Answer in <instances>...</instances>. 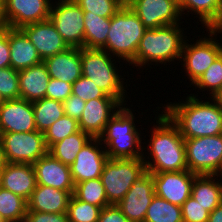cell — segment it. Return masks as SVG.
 I'll list each match as a JSON object with an SVG mask.
<instances>
[{"instance_id":"obj_13","label":"cell","mask_w":222,"mask_h":222,"mask_svg":"<svg viewBox=\"0 0 222 222\" xmlns=\"http://www.w3.org/2000/svg\"><path fill=\"white\" fill-rule=\"evenodd\" d=\"M108 158L100 139L91 138L70 166L74 184L100 178Z\"/></svg>"},{"instance_id":"obj_34","label":"cell","mask_w":222,"mask_h":222,"mask_svg":"<svg viewBox=\"0 0 222 222\" xmlns=\"http://www.w3.org/2000/svg\"><path fill=\"white\" fill-rule=\"evenodd\" d=\"M73 195L80 201L93 204L101 209L110 205L100 178L76 183Z\"/></svg>"},{"instance_id":"obj_14","label":"cell","mask_w":222,"mask_h":222,"mask_svg":"<svg viewBox=\"0 0 222 222\" xmlns=\"http://www.w3.org/2000/svg\"><path fill=\"white\" fill-rule=\"evenodd\" d=\"M150 174L154 180L155 195L179 206L191 196L192 185L197 175L189 170Z\"/></svg>"},{"instance_id":"obj_28","label":"cell","mask_w":222,"mask_h":222,"mask_svg":"<svg viewBox=\"0 0 222 222\" xmlns=\"http://www.w3.org/2000/svg\"><path fill=\"white\" fill-rule=\"evenodd\" d=\"M84 48L102 49L106 45L110 18L84 11Z\"/></svg>"},{"instance_id":"obj_36","label":"cell","mask_w":222,"mask_h":222,"mask_svg":"<svg viewBox=\"0 0 222 222\" xmlns=\"http://www.w3.org/2000/svg\"><path fill=\"white\" fill-rule=\"evenodd\" d=\"M79 130L78 121L64 114L44 132L47 148Z\"/></svg>"},{"instance_id":"obj_37","label":"cell","mask_w":222,"mask_h":222,"mask_svg":"<svg viewBox=\"0 0 222 222\" xmlns=\"http://www.w3.org/2000/svg\"><path fill=\"white\" fill-rule=\"evenodd\" d=\"M83 11L111 18L124 4L120 0H73Z\"/></svg>"},{"instance_id":"obj_53","label":"cell","mask_w":222,"mask_h":222,"mask_svg":"<svg viewBox=\"0 0 222 222\" xmlns=\"http://www.w3.org/2000/svg\"><path fill=\"white\" fill-rule=\"evenodd\" d=\"M123 4H128L131 0H120Z\"/></svg>"},{"instance_id":"obj_11","label":"cell","mask_w":222,"mask_h":222,"mask_svg":"<svg viewBox=\"0 0 222 222\" xmlns=\"http://www.w3.org/2000/svg\"><path fill=\"white\" fill-rule=\"evenodd\" d=\"M1 142L6 161L33 164L48 153L44 133L37 130L25 133H3Z\"/></svg>"},{"instance_id":"obj_31","label":"cell","mask_w":222,"mask_h":222,"mask_svg":"<svg viewBox=\"0 0 222 222\" xmlns=\"http://www.w3.org/2000/svg\"><path fill=\"white\" fill-rule=\"evenodd\" d=\"M27 201L0 186V219L5 222L25 221Z\"/></svg>"},{"instance_id":"obj_50","label":"cell","mask_w":222,"mask_h":222,"mask_svg":"<svg viewBox=\"0 0 222 222\" xmlns=\"http://www.w3.org/2000/svg\"><path fill=\"white\" fill-rule=\"evenodd\" d=\"M218 176V178L221 180L222 182V166L221 169L219 170V172L216 174Z\"/></svg>"},{"instance_id":"obj_3","label":"cell","mask_w":222,"mask_h":222,"mask_svg":"<svg viewBox=\"0 0 222 222\" xmlns=\"http://www.w3.org/2000/svg\"><path fill=\"white\" fill-rule=\"evenodd\" d=\"M181 23L146 29L141 38L136 57L129 67L141 70L143 67H151L160 64L166 66L175 61H180L182 48L186 38V28ZM182 27V28H181ZM168 63V64H167ZM138 67V69H137Z\"/></svg>"},{"instance_id":"obj_23","label":"cell","mask_w":222,"mask_h":222,"mask_svg":"<svg viewBox=\"0 0 222 222\" xmlns=\"http://www.w3.org/2000/svg\"><path fill=\"white\" fill-rule=\"evenodd\" d=\"M74 191H63L49 186L36 185L29 200L27 211L66 213L69 199Z\"/></svg>"},{"instance_id":"obj_20","label":"cell","mask_w":222,"mask_h":222,"mask_svg":"<svg viewBox=\"0 0 222 222\" xmlns=\"http://www.w3.org/2000/svg\"><path fill=\"white\" fill-rule=\"evenodd\" d=\"M37 185L49 186L63 191H74L70 166L63 164L50 153L32 164Z\"/></svg>"},{"instance_id":"obj_9","label":"cell","mask_w":222,"mask_h":222,"mask_svg":"<svg viewBox=\"0 0 222 222\" xmlns=\"http://www.w3.org/2000/svg\"><path fill=\"white\" fill-rule=\"evenodd\" d=\"M188 170L197 175H216L222 166V134L185 139Z\"/></svg>"},{"instance_id":"obj_24","label":"cell","mask_w":222,"mask_h":222,"mask_svg":"<svg viewBox=\"0 0 222 222\" xmlns=\"http://www.w3.org/2000/svg\"><path fill=\"white\" fill-rule=\"evenodd\" d=\"M50 76L45 63L33 65L19 71L20 98L30 102L46 97Z\"/></svg>"},{"instance_id":"obj_48","label":"cell","mask_w":222,"mask_h":222,"mask_svg":"<svg viewBox=\"0 0 222 222\" xmlns=\"http://www.w3.org/2000/svg\"><path fill=\"white\" fill-rule=\"evenodd\" d=\"M6 164H7V161L5 158V153H4L2 142L0 139V173Z\"/></svg>"},{"instance_id":"obj_51","label":"cell","mask_w":222,"mask_h":222,"mask_svg":"<svg viewBox=\"0 0 222 222\" xmlns=\"http://www.w3.org/2000/svg\"><path fill=\"white\" fill-rule=\"evenodd\" d=\"M216 98L220 101L222 106V92Z\"/></svg>"},{"instance_id":"obj_47","label":"cell","mask_w":222,"mask_h":222,"mask_svg":"<svg viewBox=\"0 0 222 222\" xmlns=\"http://www.w3.org/2000/svg\"><path fill=\"white\" fill-rule=\"evenodd\" d=\"M8 28V22L5 14V0H0V29Z\"/></svg>"},{"instance_id":"obj_16","label":"cell","mask_w":222,"mask_h":222,"mask_svg":"<svg viewBox=\"0 0 222 222\" xmlns=\"http://www.w3.org/2000/svg\"><path fill=\"white\" fill-rule=\"evenodd\" d=\"M154 196L153 177L150 173H146L132 185L117 206L131 222H144L147 208Z\"/></svg>"},{"instance_id":"obj_7","label":"cell","mask_w":222,"mask_h":222,"mask_svg":"<svg viewBox=\"0 0 222 222\" xmlns=\"http://www.w3.org/2000/svg\"><path fill=\"white\" fill-rule=\"evenodd\" d=\"M209 34L205 36L195 35L193 39L187 38L184 41L180 61L181 67L185 72L183 76L188 78L190 86L198 80V78L208 69L213 61L222 53V39L219 40V33L215 29H205ZM219 35V36H217ZM197 38V40L194 38ZM220 41V42H219ZM190 43V44H189Z\"/></svg>"},{"instance_id":"obj_2","label":"cell","mask_w":222,"mask_h":222,"mask_svg":"<svg viewBox=\"0 0 222 222\" xmlns=\"http://www.w3.org/2000/svg\"><path fill=\"white\" fill-rule=\"evenodd\" d=\"M159 107L151 111L158 113L154 118L156 124L154 123L153 128H150L151 137L147 139V142L143 138L145 141L143 145H145L142 159L146 165V171L147 173H162L188 170L185 139L170 118L163 111L159 113Z\"/></svg>"},{"instance_id":"obj_8","label":"cell","mask_w":222,"mask_h":222,"mask_svg":"<svg viewBox=\"0 0 222 222\" xmlns=\"http://www.w3.org/2000/svg\"><path fill=\"white\" fill-rule=\"evenodd\" d=\"M146 173L142 158H108L100 176L108 203L117 205L132 185Z\"/></svg>"},{"instance_id":"obj_32","label":"cell","mask_w":222,"mask_h":222,"mask_svg":"<svg viewBox=\"0 0 222 222\" xmlns=\"http://www.w3.org/2000/svg\"><path fill=\"white\" fill-rule=\"evenodd\" d=\"M192 86L193 91L197 89V92L200 95V92L203 94V91H206L208 92L206 93L207 96L211 98H216L222 92V53L213 61L208 69H206V71Z\"/></svg>"},{"instance_id":"obj_54","label":"cell","mask_w":222,"mask_h":222,"mask_svg":"<svg viewBox=\"0 0 222 222\" xmlns=\"http://www.w3.org/2000/svg\"><path fill=\"white\" fill-rule=\"evenodd\" d=\"M2 128H1V124H0V138H1V135H2Z\"/></svg>"},{"instance_id":"obj_43","label":"cell","mask_w":222,"mask_h":222,"mask_svg":"<svg viewBox=\"0 0 222 222\" xmlns=\"http://www.w3.org/2000/svg\"><path fill=\"white\" fill-rule=\"evenodd\" d=\"M26 222H70L67 213H44L38 211H27Z\"/></svg>"},{"instance_id":"obj_22","label":"cell","mask_w":222,"mask_h":222,"mask_svg":"<svg viewBox=\"0 0 222 222\" xmlns=\"http://www.w3.org/2000/svg\"><path fill=\"white\" fill-rule=\"evenodd\" d=\"M50 78L73 84L82 76L81 49L69 47L43 61Z\"/></svg>"},{"instance_id":"obj_26","label":"cell","mask_w":222,"mask_h":222,"mask_svg":"<svg viewBox=\"0 0 222 222\" xmlns=\"http://www.w3.org/2000/svg\"><path fill=\"white\" fill-rule=\"evenodd\" d=\"M178 5L181 16L189 19L193 14L204 29H214L222 21V0H179Z\"/></svg>"},{"instance_id":"obj_12","label":"cell","mask_w":222,"mask_h":222,"mask_svg":"<svg viewBox=\"0 0 222 222\" xmlns=\"http://www.w3.org/2000/svg\"><path fill=\"white\" fill-rule=\"evenodd\" d=\"M147 28L184 23L176 0H131L127 4Z\"/></svg>"},{"instance_id":"obj_40","label":"cell","mask_w":222,"mask_h":222,"mask_svg":"<svg viewBox=\"0 0 222 222\" xmlns=\"http://www.w3.org/2000/svg\"><path fill=\"white\" fill-rule=\"evenodd\" d=\"M183 222H208L210 212L191 196L181 206Z\"/></svg>"},{"instance_id":"obj_44","label":"cell","mask_w":222,"mask_h":222,"mask_svg":"<svg viewBox=\"0 0 222 222\" xmlns=\"http://www.w3.org/2000/svg\"><path fill=\"white\" fill-rule=\"evenodd\" d=\"M98 222H131L114 204L103 207L99 214Z\"/></svg>"},{"instance_id":"obj_42","label":"cell","mask_w":222,"mask_h":222,"mask_svg":"<svg viewBox=\"0 0 222 222\" xmlns=\"http://www.w3.org/2000/svg\"><path fill=\"white\" fill-rule=\"evenodd\" d=\"M86 101L80 97L71 94L64 102H62L64 113L73 119L79 121L82 116Z\"/></svg>"},{"instance_id":"obj_1","label":"cell","mask_w":222,"mask_h":222,"mask_svg":"<svg viewBox=\"0 0 222 222\" xmlns=\"http://www.w3.org/2000/svg\"><path fill=\"white\" fill-rule=\"evenodd\" d=\"M186 94L187 97H182L178 102H168L159 107L177 126L182 137L192 139L222 134L220 101L217 98L206 97L205 93L201 95L203 98H200L198 93Z\"/></svg>"},{"instance_id":"obj_29","label":"cell","mask_w":222,"mask_h":222,"mask_svg":"<svg viewBox=\"0 0 222 222\" xmlns=\"http://www.w3.org/2000/svg\"><path fill=\"white\" fill-rule=\"evenodd\" d=\"M91 138L92 137L90 135L79 130L78 132L73 133L63 140L53 144L48 149V153L63 164L71 166L76 159L77 154Z\"/></svg>"},{"instance_id":"obj_45","label":"cell","mask_w":222,"mask_h":222,"mask_svg":"<svg viewBox=\"0 0 222 222\" xmlns=\"http://www.w3.org/2000/svg\"><path fill=\"white\" fill-rule=\"evenodd\" d=\"M11 66L9 51V27L0 29V69Z\"/></svg>"},{"instance_id":"obj_52","label":"cell","mask_w":222,"mask_h":222,"mask_svg":"<svg viewBox=\"0 0 222 222\" xmlns=\"http://www.w3.org/2000/svg\"><path fill=\"white\" fill-rule=\"evenodd\" d=\"M4 101H5L4 98H3L2 95L0 94V106L3 104Z\"/></svg>"},{"instance_id":"obj_38","label":"cell","mask_w":222,"mask_h":222,"mask_svg":"<svg viewBox=\"0 0 222 222\" xmlns=\"http://www.w3.org/2000/svg\"><path fill=\"white\" fill-rule=\"evenodd\" d=\"M0 94L4 100L20 98L19 71L11 66L0 69Z\"/></svg>"},{"instance_id":"obj_10","label":"cell","mask_w":222,"mask_h":222,"mask_svg":"<svg viewBox=\"0 0 222 222\" xmlns=\"http://www.w3.org/2000/svg\"><path fill=\"white\" fill-rule=\"evenodd\" d=\"M49 19L68 47H84V11L76 2L52 1Z\"/></svg>"},{"instance_id":"obj_21","label":"cell","mask_w":222,"mask_h":222,"mask_svg":"<svg viewBox=\"0 0 222 222\" xmlns=\"http://www.w3.org/2000/svg\"><path fill=\"white\" fill-rule=\"evenodd\" d=\"M36 185L32 164L7 162L0 173V186L26 201L29 200Z\"/></svg>"},{"instance_id":"obj_5","label":"cell","mask_w":222,"mask_h":222,"mask_svg":"<svg viewBox=\"0 0 222 222\" xmlns=\"http://www.w3.org/2000/svg\"><path fill=\"white\" fill-rule=\"evenodd\" d=\"M121 62L105 50L81 48L82 76L90 78L108 96L116 98L122 105H127L126 97L130 94L127 92L129 78L124 77L122 69L124 70L123 65L128 67Z\"/></svg>"},{"instance_id":"obj_25","label":"cell","mask_w":222,"mask_h":222,"mask_svg":"<svg viewBox=\"0 0 222 222\" xmlns=\"http://www.w3.org/2000/svg\"><path fill=\"white\" fill-rule=\"evenodd\" d=\"M11 67L20 71L42 62L35 46L21 29L9 28Z\"/></svg>"},{"instance_id":"obj_46","label":"cell","mask_w":222,"mask_h":222,"mask_svg":"<svg viewBox=\"0 0 222 222\" xmlns=\"http://www.w3.org/2000/svg\"><path fill=\"white\" fill-rule=\"evenodd\" d=\"M208 222H222V203L210 213Z\"/></svg>"},{"instance_id":"obj_18","label":"cell","mask_w":222,"mask_h":222,"mask_svg":"<svg viewBox=\"0 0 222 222\" xmlns=\"http://www.w3.org/2000/svg\"><path fill=\"white\" fill-rule=\"evenodd\" d=\"M2 133H25L37 130L32 102L22 98L5 100L0 106Z\"/></svg>"},{"instance_id":"obj_17","label":"cell","mask_w":222,"mask_h":222,"mask_svg":"<svg viewBox=\"0 0 222 222\" xmlns=\"http://www.w3.org/2000/svg\"><path fill=\"white\" fill-rule=\"evenodd\" d=\"M53 0H5L8 27L21 29L28 24L49 19Z\"/></svg>"},{"instance_id":"obj_30","label":"cell","mask_w":222,"mask_h":222,"mask_svg":"<svg viewBox=\"0 0 222 222\" xmlns=\"http://www.w3.org/2000/svg\"><path fill=\"white\" fill-rule=\"evenodd\" d=\"M32 106L37 131L42 133L65 114L62 102L47 97L32 102Z\"/></svg>"},{"instance_id":"obj_41","label":"cell","mask_w":222,"mask_h":222,"mask_svg":"<svg viewBox=\"0 0 222 222\" xmlns=\"http://www.w3.org/2000/svg\"><path fill=\"white\" fill-rule=\"evenodd\" d=\"M71 94L72 84L60 79L50 78L46 89L47 98L64 102Z\"/></svg>"},{"instance_id":"obj_35","label":"cell","mask_w":222,"mask_h":222,"mask_svg":"<svg viewBox=\"0 0 222 222\" xmlns=\"http://www.w3.org/2000/svg\"><path fill=\"white\" fill-rule=\"evenodd\" d=\"M100 211V207L80 201L72 194L66 213L70 222H98Z\"/></svg>"},{"instance_id":"obj_27","label":"cell","mask_w":222,"mask_h":222,"mask_svg":"<svg viewBox=\"0 0 222 222\" xmlns=\"http://www.w3.org/2000/svg\"><path fill=\"white\" fill-rule=\"evenodd\" d=\"M191 197L210 213L222 203V182L217 175H196Z\"/></svg>"},{"instance_id":"obj_49","label":"cell","mask_w":222,"mask_h":222,"mask_svg":"<svg viewBox=\"0 0 222 222\" xmlns=\"http://www.w3.org/2000/svg\"><path fill=\"white\" fill-rule=\"evenodd\" d=\"M214 29L221 35L222 34V21ZM221 38L222 36L219 39Z\"/></svg>"},{"instance_id":"obj_15","label":"cell","mask_w":222,"mask_h":222,"mask_svg":"<svg viewBox=\"0 0 222 222\" xmlns=\"http://www.w3.org/2000/svg\"><path fill=\"white\" fill-rule=\"evenodd\" d=\"M121 107L122 104L116 98L108 95L86 101L78 121L79 129L92 138H99L104 132L106 123Z\"/></svg>"},{"instance_id":"obj_33","label":"cell","mask_w":222,"mask_h":222,"mask_svg":"<svg viewBox=\"0 0 222 222\" xmlns=\"http://www.w3.org/2000/svg\"><path fill=\"white\" fill-rule=\"evenodd\" d=\"M144 222H183L181 206L155 195L147 208Z\"/></svg>"},{"instance_id":"obj_6","label":"cell","mask_w":222,"mask_h":222,"mask_svg":"<svg viewBox=\"0 0 222 222\" xmlns=\"http://www.w3.org/2000/svg\"><path fill=\"white\" fill-rule=\"evenodd\" d=\"M147 28L134 11L124 4L111 18L106 45L102 48L127 66L136 57L141 38Z\"/></svg>"},{"instance_id":"obj_39","label":"cell","mask_w":222,"mask_h":222,"mask_svg":"<svg viewBox=\"0 0 222 222\" xmlns=\"http://www.w3.org/2000/svg\"><path fill=\"white\" fill-rule=\"evenodd\" d=\"M72 94L80 97L83 101L107 96L90 78L84 76H81L72 84Z\"/></svg>"},{"instance_id":"obj_19","label":"cell","mask_w":222,"mask_h":222,"mask_svg":"<svg viewBox=\"0 0 222 222\" xmlns=\"http://www.w3.org/2000/svg\"><path fill=\"white\" fill-rule=\"evenodd\" d=\"M21 30L35 46L42 61L69 48L50 19L28 24Z\"/></svg>"},{"instance_id":"obj_4","label":"cell","mask_w":222,"mask_h":222,"mask_svg":"<svg viewBox=\"0 0 222 222\" xmlns=\"http://www.w3.org/2000/svg\"><path fill=\"white\" fill-rule=\"evenodd\" d=\"M128 105L133 106L132 103L127 106L122 105L106 123L104 132L99 137L110 159L142 158L143 156L142 138L147 135L144 136L145 133H142L135 124H140L141 121L135 119L136 110H132Z\"/></svg>"}]
</instances>
